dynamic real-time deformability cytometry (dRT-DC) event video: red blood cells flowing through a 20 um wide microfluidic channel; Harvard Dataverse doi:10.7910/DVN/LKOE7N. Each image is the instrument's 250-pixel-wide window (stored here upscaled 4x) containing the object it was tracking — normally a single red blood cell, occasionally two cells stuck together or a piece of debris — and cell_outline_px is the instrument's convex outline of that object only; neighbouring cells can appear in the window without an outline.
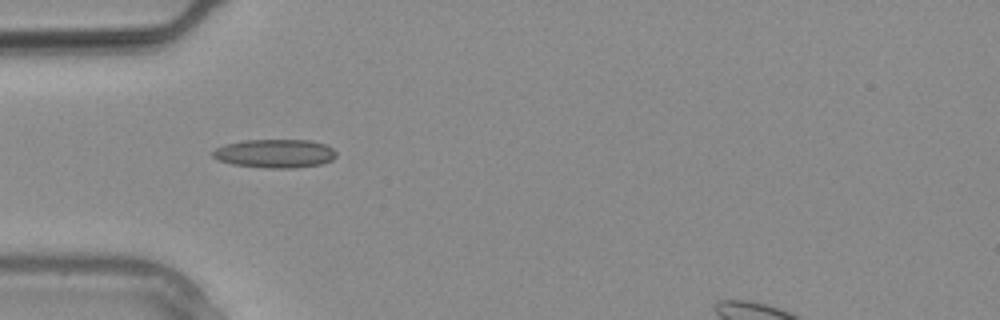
{"species": "common noctule bat (a hibernating species)", "species_latin": "Nyctalus noctula", "temperature_condition": "warm", "stored_images_in_passage": 28, "camera_frame_rate_fps": 3000, "um_per_image_px": 0.085, "animal": {"sex": "male", "body_mass_g": 20.4}, "frame": {"image": 1, "passage_image": 9, "time_ms": 2.667, "image_size_px": [1000, 320], "cell_outline_px": [[336, 156], [332, 160], [320, 164], [292, 168], [264, 168], [232, 164], [220, 160], [212, 156], [212, 152], [216, 148], [224, 144], [244, 140], [312, 140], [328, 144], [336, 152]], "centroid_in_image_um": [23.39, 13.04], "position_along_channel_um": 61.6, "area_um2": 20.69}}